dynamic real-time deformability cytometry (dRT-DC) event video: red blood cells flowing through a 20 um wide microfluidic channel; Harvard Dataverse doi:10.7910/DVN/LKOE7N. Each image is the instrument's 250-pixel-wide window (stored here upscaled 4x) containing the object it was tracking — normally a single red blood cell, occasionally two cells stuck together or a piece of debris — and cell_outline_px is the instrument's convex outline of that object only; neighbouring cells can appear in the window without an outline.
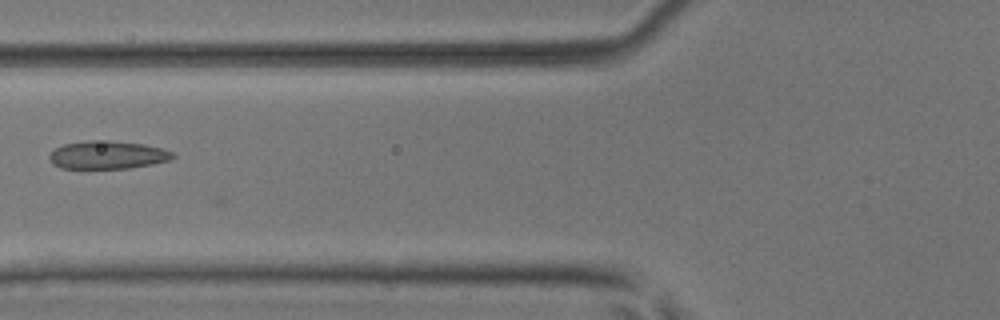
{"species": "common noctule bat (a hibernating species)", "species_latin": "Nyctalus noctula", "temperature_condition": "room temperature", "stored_images_in_passage": 6, "camera_frame_rate_fps": 3000, "um_per_image_px": 0.085, "animal": {"sex": "male", "body_mass_g": 17.9, "forearm_length_mm": 54.2}, "frame": {"image": 1, "passage_image": 6, "time_ms": 1.667, "image_size_px": [1000, 320], "cell_outline_px": [[176, 156], [172, 160], [152, 164], [128, 168], [60, 168], [52, 164], [48, 156], [56, 148], [64, 144], [88, 140], [108, 140], [144, 144], [164, 148], [172, 152]], "centroid_in_image_um": [9.17, 13.16], "position_along_channel_um": 116.6, "area_um2": 20.29}}